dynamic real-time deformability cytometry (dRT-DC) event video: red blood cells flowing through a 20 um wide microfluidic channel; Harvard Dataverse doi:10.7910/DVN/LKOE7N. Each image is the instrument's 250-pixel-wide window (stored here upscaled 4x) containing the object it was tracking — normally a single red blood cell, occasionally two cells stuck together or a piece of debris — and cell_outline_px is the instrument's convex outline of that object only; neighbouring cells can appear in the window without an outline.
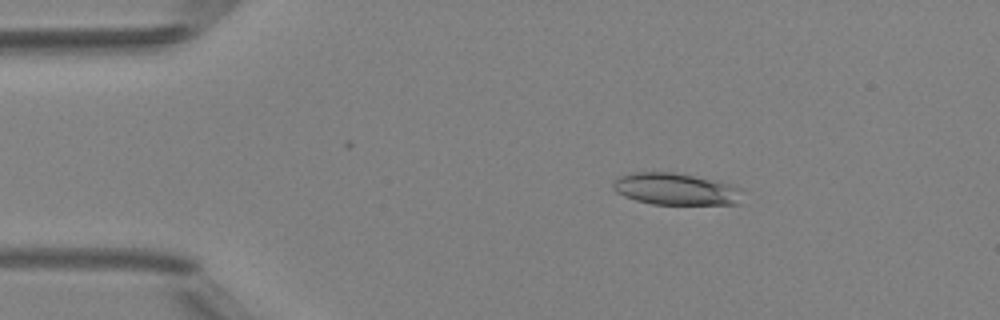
{"species": "Egyptian fruit bat (a non-hibernating species)", "species_latin": "Rousettus aegyptiacus", "temperature_condition": "room temperature", "stored_images_in_passage": 4, "camera_frame_rate_fps": 3000, "um_per_image_px": 0.085, "animal": {"sex": "female"}, "frame": {"image": 1, "passage_image": 2, "time_ms": 1.0, "image_size_px": [1000, 320], "cell_outline_px": [[740, 204], [652, 204], [636, 200], [624, 196], [616, 192], [612, 188], [612, 180], [620, 176], [636, 172], [672, 172], [720, 180], [732, 184], [740, 188]], "centroid_in_image_um": [57.43, 16.06], "position_along_channel_um": 27.6, "area_um2": 24.22}}